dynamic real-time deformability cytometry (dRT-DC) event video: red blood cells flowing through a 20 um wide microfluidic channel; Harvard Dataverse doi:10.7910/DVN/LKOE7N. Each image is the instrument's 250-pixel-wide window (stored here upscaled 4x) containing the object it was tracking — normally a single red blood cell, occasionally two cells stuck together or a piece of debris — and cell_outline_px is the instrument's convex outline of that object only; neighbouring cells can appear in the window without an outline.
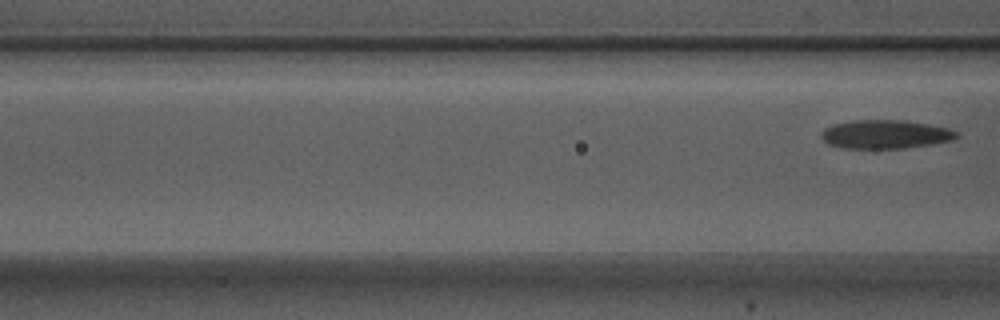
{"species": "Egyptian fruit bat (a non-hibernating species)", "species_latin": "Rousettus aegyptiacus", "temperature_condition": "warm", "stored_images_in_passage": 6, "camera_frame_rate_fps": 3000, "um_per_image_px": 0.085, "animal": {"sex": "male"}, "frame": {"image": 1, "passage_image": 6, "time_ms": 1.667, "image_size_px": [1000, 320], "cell_outline_px": [[960, 136], [952, 140], [932, 144], [904, 148], [840, 148], [828, 144], [820, 136], [820, 132], [824, 128], [832, 124], [852, 120], [904, 120], [928, 124], [948, 128], [960, 132]], "centroid_in_image_um": [75.24, 11.41], "position_along_channel_um": 91.4, "area_um2": 22.83}}